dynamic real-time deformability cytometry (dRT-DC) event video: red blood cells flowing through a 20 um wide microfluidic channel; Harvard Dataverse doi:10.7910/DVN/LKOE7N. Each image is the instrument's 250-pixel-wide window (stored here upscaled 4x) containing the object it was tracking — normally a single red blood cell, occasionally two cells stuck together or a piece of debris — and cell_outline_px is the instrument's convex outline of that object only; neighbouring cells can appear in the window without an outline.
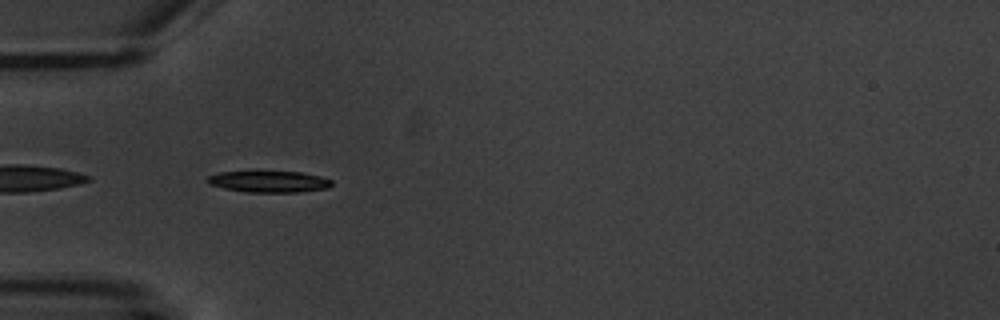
{"species": "common noctule bat (a hibernating species)", "species_latin": "Nyctalus noctula", "temperature_condition": "warm", "stored_images_in_passage": 4, "segment_of_instrument_passage": [2, 2], "camera_frame_rate_fps": 3000, "um_per_image_px": 0.085, "animal": {"sex": "male", "body_mass_g": 20.1, "forearm_length_mm": 53.5}, "frame": {"image": 1, "passage_image": 4, "time_ms": 3.667, "image_size_px": [1000, 320], "cell_outline_px": [[332, 184], [328, 188], [300, 192], [248, 192], [224, 188], [208, 184], [208, 176], [220, 172], [256, 168], [300, 172], [320, 176], [332, 180]], "centroid_in_image_um": [22.83, 15.38], "position_along_channel_um": 62.2, "area_um2": 16.47}}